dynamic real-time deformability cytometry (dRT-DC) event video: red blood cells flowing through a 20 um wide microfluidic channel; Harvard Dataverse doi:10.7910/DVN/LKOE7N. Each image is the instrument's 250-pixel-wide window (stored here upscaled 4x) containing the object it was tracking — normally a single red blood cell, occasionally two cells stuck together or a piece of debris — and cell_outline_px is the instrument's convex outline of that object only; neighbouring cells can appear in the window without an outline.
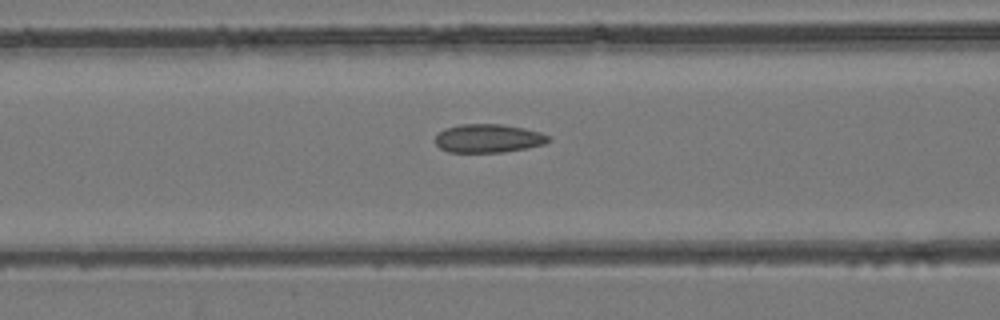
{"species": "common noctule bat (a hibernating species)", "species_latin": "Nyctalus noctula", "temperature_condition": "room temperature", "stored_images_in_passage": 47, "camera_frame_rate_fps": 3000, "um_per_image_px": 0.085, "animal": {"sex": "female", "body_mass_g": 24.6, "forearm_length_mm": 56.2}, "frame": {"image": 1, "passage_image": 20, "time_ms": 6.333, "image_size_px": [1000, 320], "cell_outline_px": [[552, 140], [544, 144], [528, 148], [504, 152], [448, 152], [440, 148], [436, 144], [436, 136], [444, 128], [460, 124], [500, 124], [524, 128], [540, 132], [548, 136]], "centroid_in_image_um": [41.52, 11.76], "position_along_channel_um": 125.1, "area_um2": 18.84}}
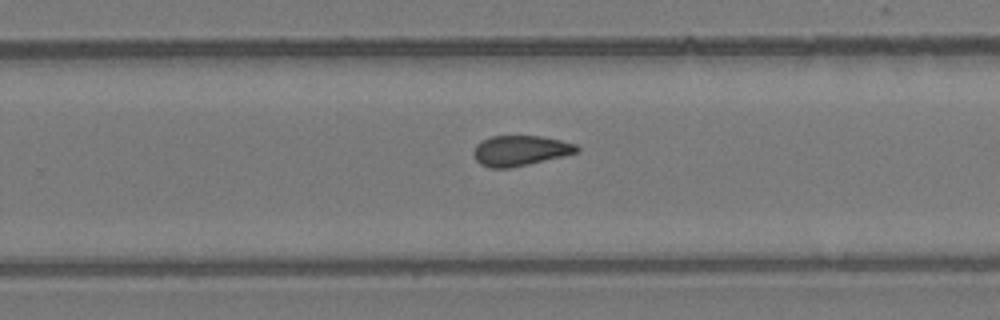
{"frame": {"image": 2, "passage_image": 31, "time_ms": 10.0, "image_size_px": [1000, 320], "cell_outline_px": [[580, 148], [576, 152], [564, 156], [528, 164], [508, 168], [492, 168], [480, 164], [476, 160], [472, 152], [476, 144], [480, 140], [492, 136], [540, 136], [560, 140], [576, 144]], "centroid_in_image_um": [44.18, 12.8], "position_along_channel_um": 285.6, "area_um2": 18.21}}
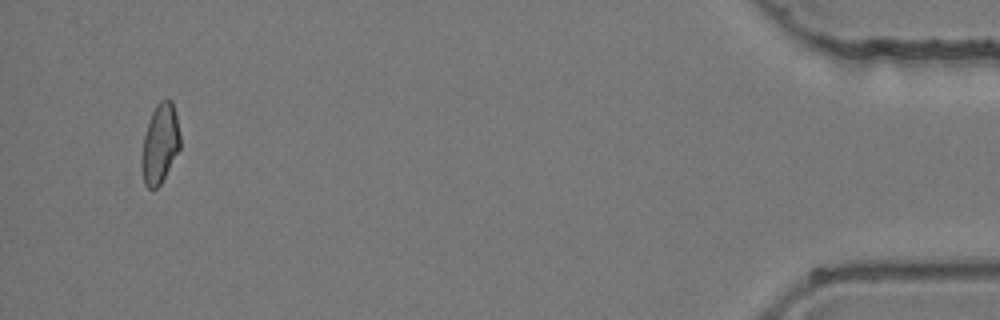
{"frame": {"image": 3, "passage_image": 46, "time_ms": 15.0, "image_size_px": [1000, 320], "cell_outline_px": [[180, 148], [160, 184], [156, 188], [148, 188], [144, 184], [140, 164], [140, 160], [144, 136], [148, 120], [156, 104], [160, 100], [172, 100], [176, 112], [180, 136]], "centroid_in_image_um": [13.58, 12.2], "position_along_channel_um": 421.6, "area_um2": 17.92}}